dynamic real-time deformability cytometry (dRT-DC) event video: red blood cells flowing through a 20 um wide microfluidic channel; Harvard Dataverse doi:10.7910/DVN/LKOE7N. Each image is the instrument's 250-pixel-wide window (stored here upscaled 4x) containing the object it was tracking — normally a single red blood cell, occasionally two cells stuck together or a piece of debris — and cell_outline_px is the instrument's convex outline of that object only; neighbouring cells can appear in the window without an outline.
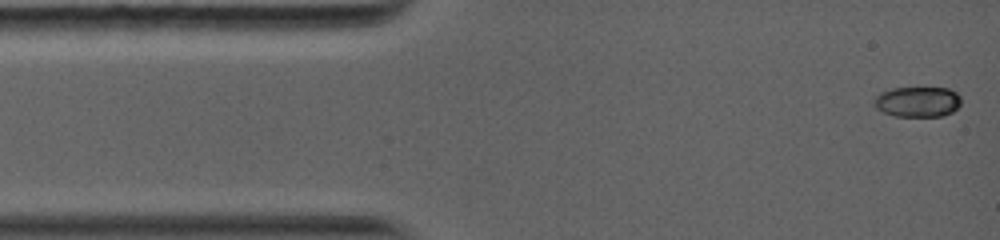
{"species": "common noctule bat (a hibernating species)", "species_latin": "Nyctalus noctula", "temperature_condition": "warm", "stored_images_in_passage": 27, "camera_frame_rate_fps": 5000, "um_per_image_px": 0.085, "animal": {"sex": "female", "body_mass_g": 19.0, "forearm_length_mm": 56.7}, "frame": {"image": 1, "passage_image": 1, "time_ms": 0.0, "image_size_px": [1000, 240], "cell_outline_px": [[960, 104], [952, 112], [944, 116], [896, 116], [884, 112], [876, 108], [876, 96], [880, 92], [892, 88], [948, 88], [956, 92], [960, 96]], "centroid_in_image_um": [78.02, 8.65], "position_along_channel_um": 7.0, "area_um2": 15.26}}
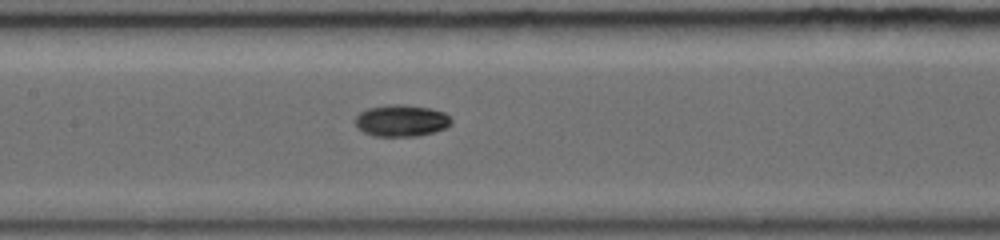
{"frame": {"image": 2, "passage_image": 11, "time_ms": 5.8, "image_size_px": [1000, 240], "cell_outline_px": [[452, 124], [444, 128], [432, 132], [416, 136], [376, 136], [364, 132], [356, 128], [356, 116], [360, 112], [368, 108], [388, 104], [400, 104], [428, 108], [444, 112], [452, 120]], "centroid_in_image_um": [34.09, 10.25], "position_along_channel_um": 173.3, "area_um2": 17.63}}
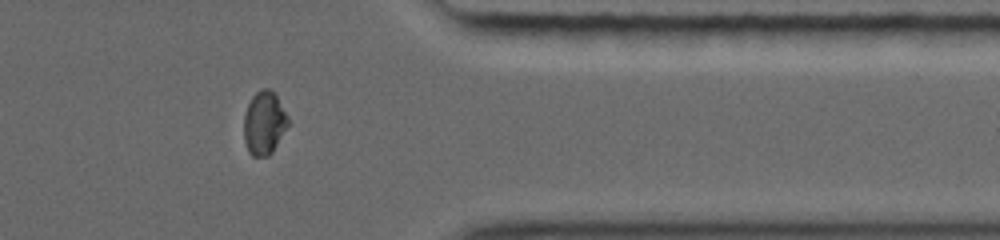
{"frame": {"image": 3, "passage_image": 21, "time_ms": 11.2, "image_size_px": [1000, 240], "cell_outline_px": [[288, 124], [272, 152], [268, 156], [252, 156], [248, 152], [244, 140], [244, 112], [252, 96], [260, 88], [268, 88], [276, 96], [288, 116]], "centroid_in_image_um": [22.42, 10.45], "position_along_channel_um": 389.0, "area_um2": 16.18}}